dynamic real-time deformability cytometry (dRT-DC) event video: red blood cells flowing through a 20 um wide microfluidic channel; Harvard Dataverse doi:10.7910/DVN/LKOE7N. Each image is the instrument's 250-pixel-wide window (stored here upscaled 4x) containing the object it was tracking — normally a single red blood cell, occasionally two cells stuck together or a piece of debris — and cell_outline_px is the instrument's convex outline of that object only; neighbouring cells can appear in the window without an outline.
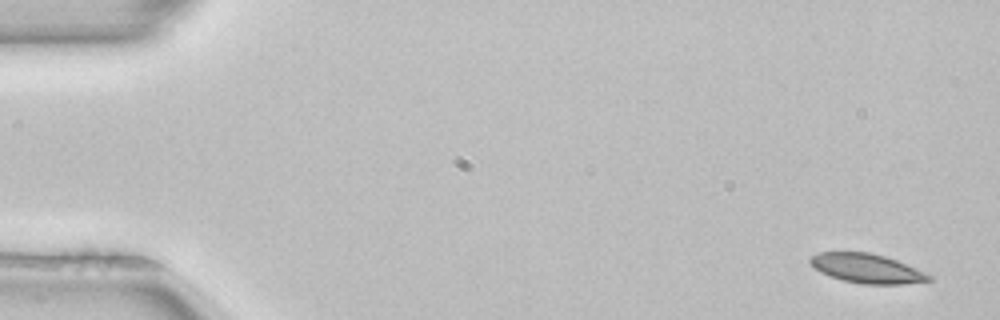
{"species": "common noctule bat (a hibernating species)", "species_latin": "Nyctalus noctula", "temperature_condition": "room temperature", "stored_images_in_passage": 4, "camera_frame_rate_fps": 3000, "um_per_image_px": 0.085, "animal": {"sex": "female", "body_mass_g": 22.7, "forearm_length_mm": 54.2}, "frame": {"image": 1, "passage_image": 1, "time_ms": 0.0, "image_size_px": [1000, 320], "cell_outline_px": [[932, 280], [904, 284], [864, 284], [844, 280], [820, 272], [808, 260], [808, 256], [820, 252], [872, 252], [896, 260], [932, 276]], "centroid_in_image_um": [73.65, 22.8], "position_along_channel_um": 11.3, "area_um2": 20.0}}
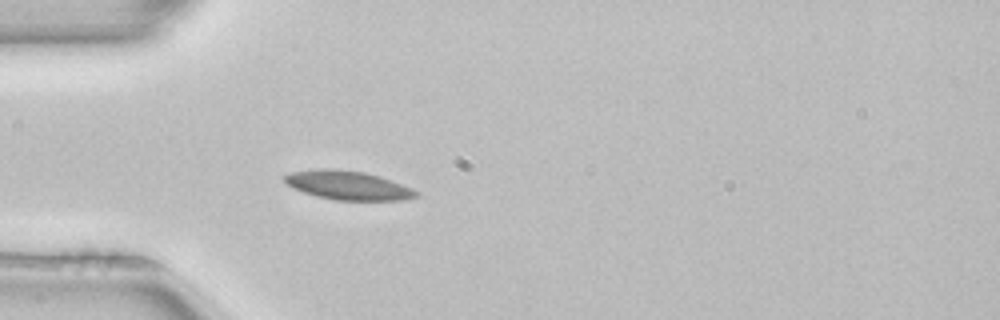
{"frame": {"image": 2, "passage_image": 4, "time_ms": 1.0, "image_size_px": [1000, 320], "cell_outline_px": [[420, 196], [404, 200], [336, 200], [316, 196], [292, 188], [284, 180], [284, 176], [288, 172], [320, 168], [328, 168], [364, 172], [380, 176], [392, 180], [412, 188], [420, 192]], "centroid_in_image_um": [29.6, 15.75], "position_along_channel_um": 55.4, "area_um2": 22.31}}